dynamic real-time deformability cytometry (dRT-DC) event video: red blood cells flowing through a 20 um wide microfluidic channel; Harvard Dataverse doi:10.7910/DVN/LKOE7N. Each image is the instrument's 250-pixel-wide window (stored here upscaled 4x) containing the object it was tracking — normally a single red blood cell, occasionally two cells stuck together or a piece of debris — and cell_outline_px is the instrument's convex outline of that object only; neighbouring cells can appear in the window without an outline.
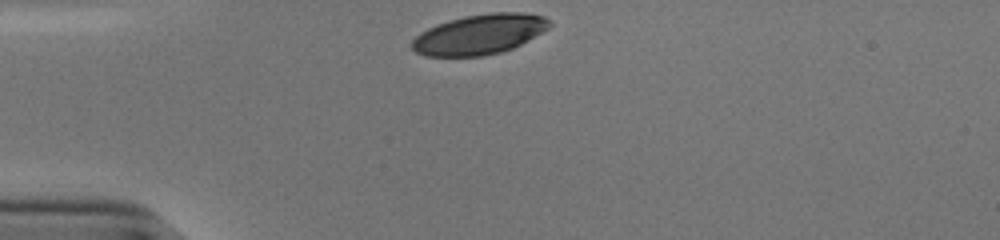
{"species": "human", "species_latin": "Homo sapiens", "temperature_condition": "cold", "stored_images_in_passage": 30, "camera_frame_rate_fps": 3000, "um_per_image_px": 0.085, "donor": {"sex": "male"}, "frame": {"image": 1, "passage_image": 1, "time_ms": 0.0, "image_size_px": [1000, 240], "cell_outline_px": [[552, 24], [548, 28], [528, 40], [512, 48], [500, 52], [484, 56], [424, 56], [416, 52], [412, 48], [412, 40], [420, 32], [436, 24], [448, 20], [464, 16], [492, 12], [524, 12], [544, 16], [552, 20]], "centroid_in_image_um": [40.76, 2.9], "position_along_channel_um": 44.2, "area_um2": 32.19}}
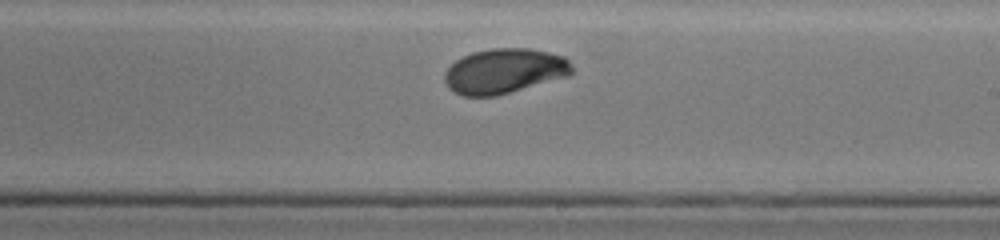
{"frame": {"image": 2, "passage_image": 19, "time_ms": 6.0, "image_size_px": [1000, 240], "cell_outline_px": [[572, 72], [568, 76], [496, 96], [464, 96], [448, 88], [444, 80], [444, 72], [456, 60], [472, 52], [492, 48], [528, 48], [548, 52], [564, 56], [572, 64]], "centroid_in_image_um": [42.86, 6.03], "position_along_channel_um": 246.1, "area_um2": 33.29}}
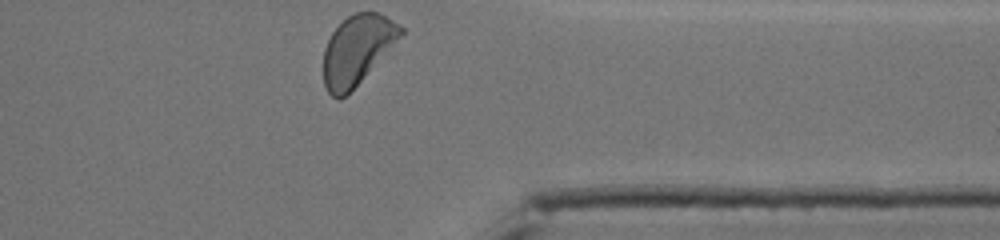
{"frame": {"image": 3, "passage_image": 30, "time_ms": 9.667, "image_size_px": [1000, 240], "cell_outline_px": [[404, 32], [360, 80], [340, 100], [332, 96], [328, 92], [324, 84], [324, 48], [332, 32], [348, 16], [356, 12], [380, 12], [400, 24], [404, 28]], "centroid_in_image_um": [30.34, 4.19], "position_along_channel_um": 381.1, "area_um2": 30.4}, "authors_computed_cell_mechanics": {"area_um2": 33.2639, "velocity_mm_per_s": 3.8394, "shape_relaxation_time_tau1_ms": 2.1994, "shape_relaxation_time_tau2_ms": 8.5883, "deformation_change_tau1": 0.1214, "deformation_change_tau2": 0.0975}}